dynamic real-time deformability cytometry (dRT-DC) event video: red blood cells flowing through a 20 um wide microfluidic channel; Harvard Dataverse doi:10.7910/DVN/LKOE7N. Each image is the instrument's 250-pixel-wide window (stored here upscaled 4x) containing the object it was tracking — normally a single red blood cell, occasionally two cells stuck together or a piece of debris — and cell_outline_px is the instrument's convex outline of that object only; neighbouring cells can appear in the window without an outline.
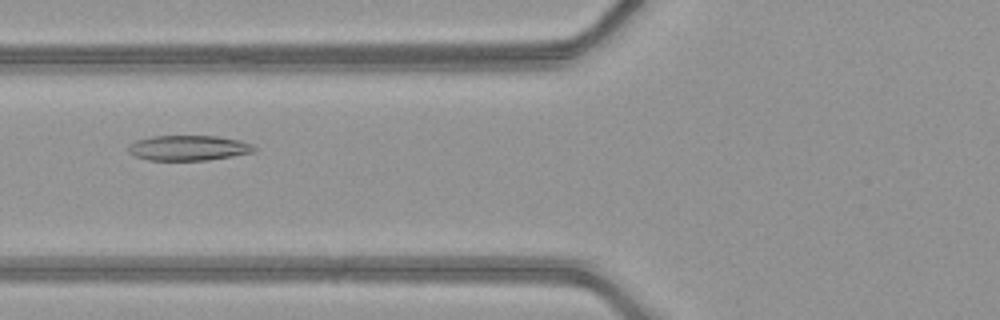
{"species": "common noctule bat (a hibernating species)", "species_latin": "Nyctalus noctula", "temperature_condition": "warm", "stored_images_in_passage": 51, "camera_frame_rate_fps": 3000, "um_per_image_px": 0.085, "animal": {"sex": "female", "body_mass_g": 21.9}, "frame": {"image": 1, "passage_image": 22, "time_ms": 7.0, "image_size_px": [1000, 320], "cell_outline_px": [[256, 152], [208, 160], [148, 160], [136, 156], [128, 152], [128, 144], [136, 140], [152, 136], [216, 136], [240, 140], [252, 144], [256, 148]], "centroid_in_image_um": [16.03, 12.57], "position_along_channel_um": 109.8, "area_um2": 18.55}}
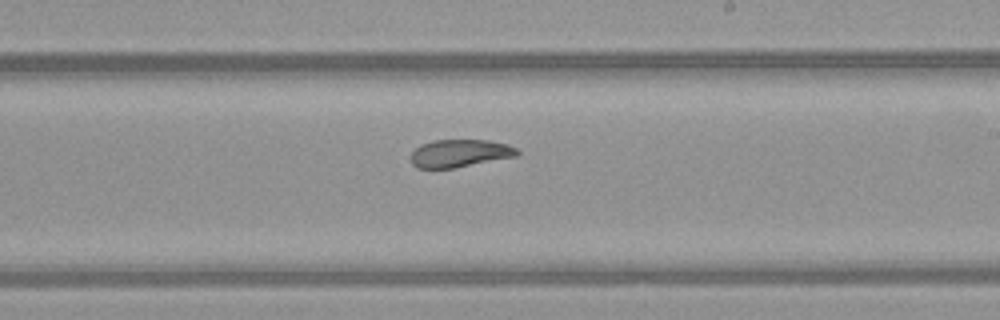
{"frame": {"image": 2, "passage_image": 32, "time_ms": 10.333, "image_size_px": [1000, 320], "cell_outline_px": [[520, 152], [516, 156], [452, 168], [416, 168], [412, 164], [412, 152], [420, 144], [432, 140], [488, 140], [508, 144], [516, 148]], "centroid_in_image_um": [39.07, 13.02], "position_along_channel_um": 249.9, "area_um2": 17.05}}
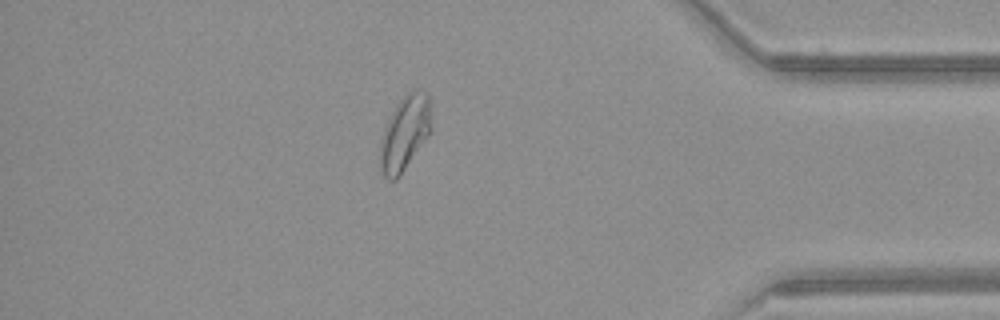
{"frame": {"image": 3, "passage_image": 45, "time_ms": 14.667, "image_size_px": [1000, 320], "cell_outline_px": [[432, 132], [400, 176], [396, 180], [388, 180], [384, 176], [380, 168], [380, 140], [388, 116], [396, 104], [408, 92], [416, 88], [420, 88], [428, 92], [432, 108]], "centroid_in_image_um": [34.45, 11.27], "position_along_channel_um": 400.8, "area_um2": 23.18}, "authors_computed_cell_mechanics": {"area_um2": 21.7906, "velocity_mm_per_s": 4.1987, "shape_relaxation_time_tau1_ms": 6.2294, "shape_relaxation_time_tau2_ms": 1.6377, "deformation_change_tau1": 0.1625, "deformation_change_tau2": 0.0713}}